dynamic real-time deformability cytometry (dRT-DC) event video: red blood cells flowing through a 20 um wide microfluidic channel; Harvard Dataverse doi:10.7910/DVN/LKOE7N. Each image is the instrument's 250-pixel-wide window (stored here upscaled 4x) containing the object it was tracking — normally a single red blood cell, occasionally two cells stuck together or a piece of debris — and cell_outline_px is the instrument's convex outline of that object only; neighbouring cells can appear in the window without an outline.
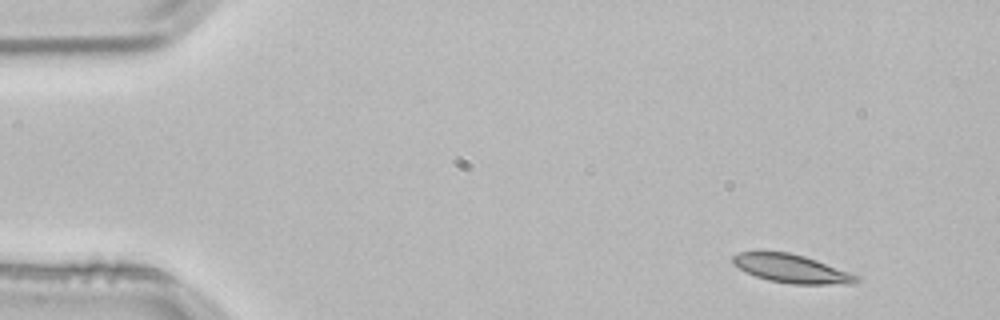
{"species": "common noctule bat (a hibernating species)", "species_latin": "Nyctalus noctula", "temperature_condition": "room temperature", "stored_images_in_passage": 4, "camera_frame_rate_fps": 3000, "um_per_image_px": 0.085, "animal": {"sex": "male", "body_mass_g": 21.5, "forearm_length_mm": 52.0}, "frame": {"image": 1, "passage_image": 1, "time_ms": 0.0, "image_size_px": [1000, 320], "cell_outline_px": [[860, 280], [852, 284], [792, 284], [768, 280], [756, 276], [732, 264], [732, 256], [740, 252], [788, 252], [804, 256], [816, 260], [860, 276]], "centroid_in_image_um": [67.3, 22.84], "position_along_channel_um": 17.7, "area_um2": 20.23}}